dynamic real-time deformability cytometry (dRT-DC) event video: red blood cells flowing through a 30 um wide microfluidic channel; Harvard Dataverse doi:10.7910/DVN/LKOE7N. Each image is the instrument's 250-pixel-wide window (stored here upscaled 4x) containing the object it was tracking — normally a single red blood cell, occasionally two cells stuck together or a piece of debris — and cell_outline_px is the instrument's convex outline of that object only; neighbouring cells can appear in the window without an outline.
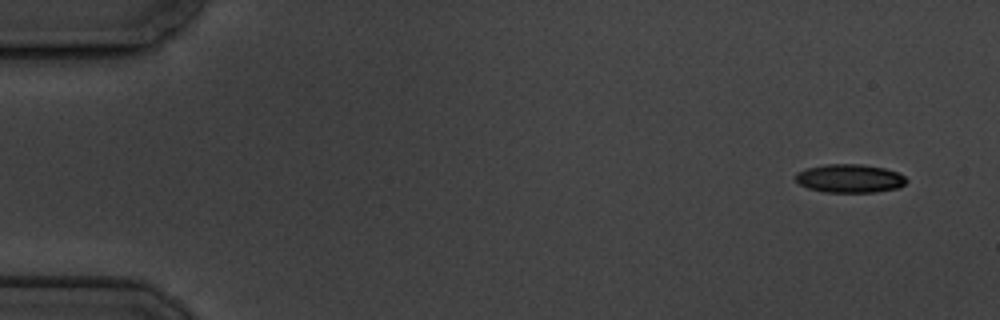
{"species": "common noctule bat (a hibernating species)", "species_latin": "Nyctalus noctula", "temperature_condition": "cold", "stored_images_in_passage": 5, "camera_frame_rate_fps": 3000, "um_per_image_px": 0.085, "animal": {"sex": "male", "body_mass_g": 19.5, "forearm_length_mm": 54.6}, "frame": {"image": 1, "passage_image": 1, "time_ms": 0.0, "image_size_px": [1000, 320], "cell_outline_px": [[908, 180], [900, 188], [876, 192], [824, 192], [808, 188], [800, 184], [796, 180], [796, 172], [804, 168], [828, 164], [860, 164], [884, 168], [896, 172], [904, 176]], "centroid_in_image_um": [72.22, 15.17], "position_along_channel_um": 12.8, "area_um2": 18.44}}
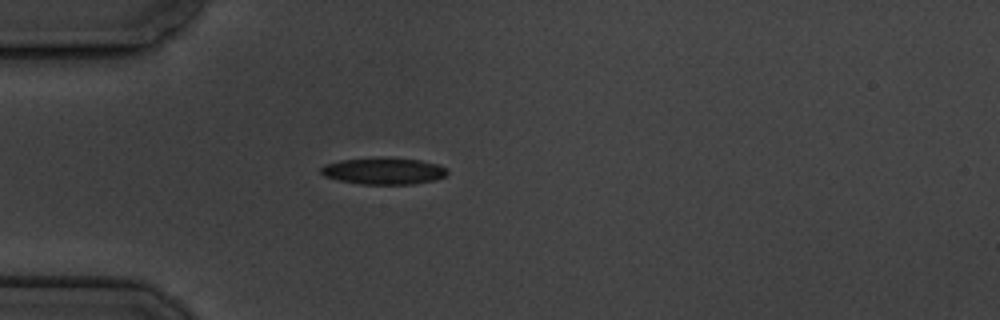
{"frame": {"image": 2, "passage_image": 5, "time_ms": 4.333, "image_size_px": [1000, 320], "cell_outline_px": [[448, 172], [444, 176], [436, 180], [412, 184], [360, 184], [340, 180], [324, 176], [320, 172], [320, 168], [324, 164], [340, 160], [380, 156], [384, 156], [420, 160], [440, 164], [448, 168]], "centroid_in_image_um": [32.63, 14.51], "position_along_channel_um": 52.4, "area_um2": 20.11}}